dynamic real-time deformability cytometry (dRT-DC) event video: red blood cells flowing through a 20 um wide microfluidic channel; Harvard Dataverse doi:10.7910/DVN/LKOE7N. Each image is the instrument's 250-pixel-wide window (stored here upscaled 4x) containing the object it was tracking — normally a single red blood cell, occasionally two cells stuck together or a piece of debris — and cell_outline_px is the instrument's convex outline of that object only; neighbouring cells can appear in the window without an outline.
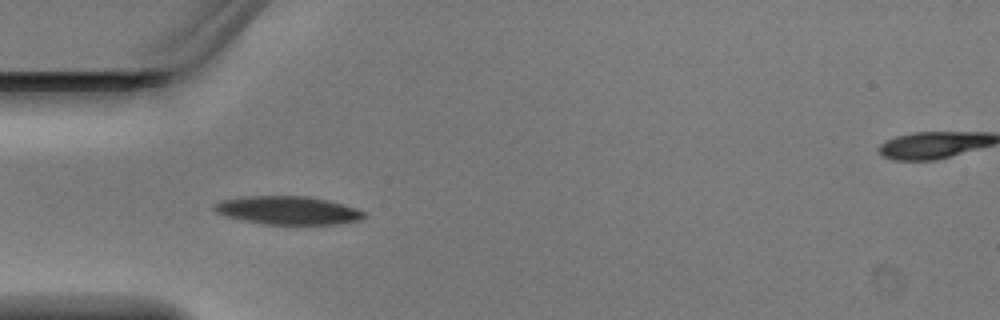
{"species": "Egyptian fruit bat (a non-hibernating species)", "species_latin": "Rousettus aegyptiacus", "temperature_condition": "warm", "stored_images_in_passage": 6, "camera_frame_rate_fps": 3000, "um_per_image_px": 0.085, "animal": {"sex": "male"}, "frame": {"image": 1, "passage_image": 4, "time_ms": 1.0, "image_size_px": [1000, 320], "cell_outline_px": [[368, 216], [360, 220], [340, 224], [264, 224], [224, 216], [216, 212], [212, 208], [212, 204], [220, 200], [240, 196], [308, 196], [328, 200], [344, 204], [356, 208], [364, 212]], "centroid_in_image_um": [24.45, 17.87], "position_along_channel_um": 60.5, "area_um2": 24.97}}
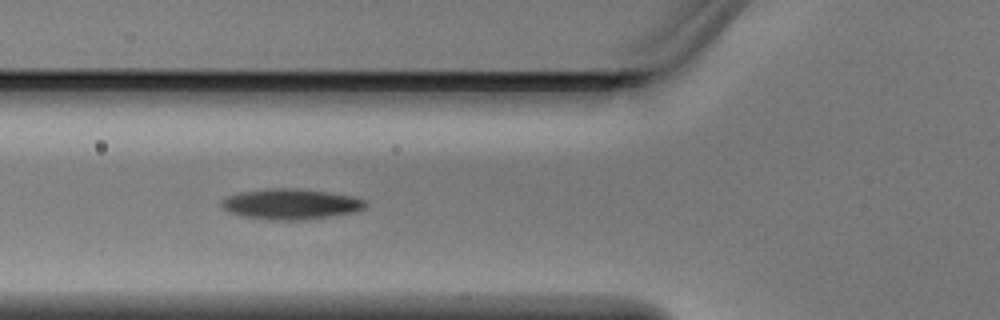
{"frame": {"image": 2, "passage_image": 5, "time_ms": 1.333, "image_size_px": [1000, 320], "cell_outline_px": [[368, 204], [360, 212], [296, 220], [272, 220], [240, 216], [228, 212], [220, 208], [220, 200], [228, 196], [240, 192], [268, 188], [292, 188], [328, 192], [352, 196], [364, 200]], "centroid_in_image_um": [24.68, 17.35], "position_along_channel_um": 101.1, "area_um2": 25.78}}
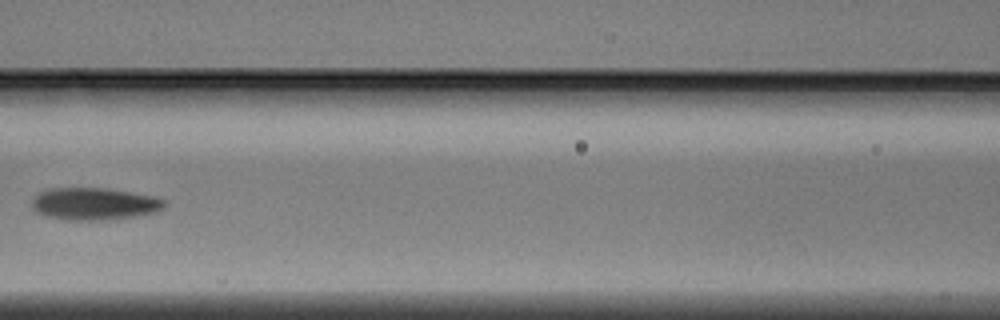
{"frame": {"image": 3, "passage_image": 6, "time_ms": 1.667, "image_size_px": [1000, 320], "cell_outline_px": [[168, 204], [164, 208], [156, 212], [136, 216], [104, 220], [68, 220], [48, 216], [36, 212], [32, 208], [32, 200], [40, 192], [48, 188], [104, 188], [152, 196], [164, 200]], "centroid_in_image_um": [8.01, 17.33], "position_along_channel_um": 158.6, "area_um2": 24.8}}